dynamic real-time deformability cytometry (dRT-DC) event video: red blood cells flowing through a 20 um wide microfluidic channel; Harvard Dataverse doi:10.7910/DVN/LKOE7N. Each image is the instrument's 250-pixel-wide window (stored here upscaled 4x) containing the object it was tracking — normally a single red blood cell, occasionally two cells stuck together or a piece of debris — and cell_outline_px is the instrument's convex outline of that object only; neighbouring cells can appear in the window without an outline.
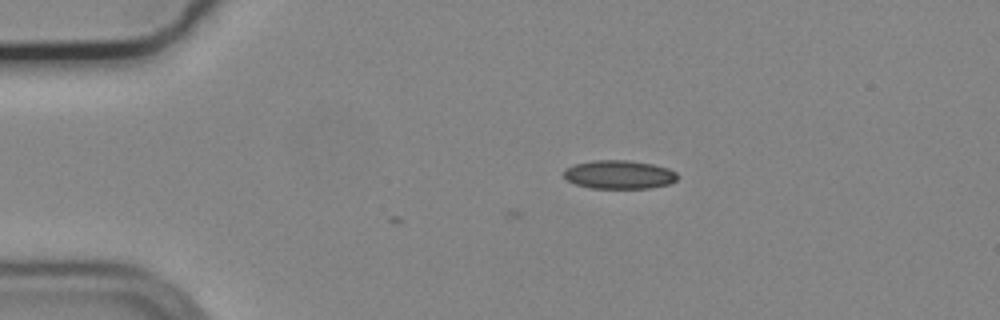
{"species": "common noctule bat (a hibernating species)", "species_latin": "Nyctalus noctula", "temperature_condition": "cold", "stored_images_in_passage": 4, "camera_frame_rate_fps": 3000, "um_per_image_px": 0.085, "animal": {"sex": "male", "body_mass_g": 19.2, "forearm_length_mm": 51.8}, "frame": {"image": 1, "passage_image": 4, "time_ms": 1.0, "image_size_px": [1000, 320], "cell_outline_px": [[680, 176], [676, 180], [668, 184], [652, 188], [592, 188], [576, 184], [568, 180], [564, 176], [564, 168], [576, 164], [592, 160], [628, 160], [652, 164], [668, 168], [676, 172]], "centroid_in_image_um": [52.65, 14.83], "position_along_channel_um": 32.4, "area_um2": 18.96}}